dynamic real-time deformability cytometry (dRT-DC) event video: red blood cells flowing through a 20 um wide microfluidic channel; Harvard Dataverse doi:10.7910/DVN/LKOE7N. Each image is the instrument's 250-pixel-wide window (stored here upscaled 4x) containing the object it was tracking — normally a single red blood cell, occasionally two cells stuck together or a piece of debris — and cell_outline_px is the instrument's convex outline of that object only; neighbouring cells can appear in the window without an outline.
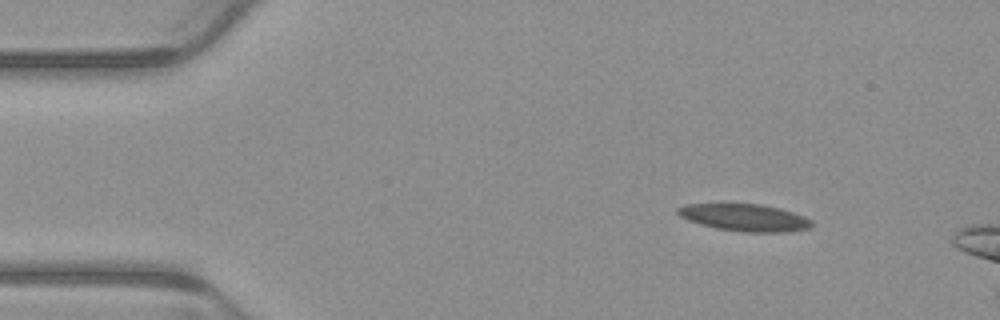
{"species": "common noctule bat (a hibernating species)", "species_latin": "Nyctalus noctula", "temperature_condition": "warm", "stored_images_in_passage": 5, "camera_frame_rate_fps": 3000, "um_per_image_px": 0.085, "animal": {"sex": "male", "body_mass_g": 23.1, "forearm_length_mm": 52.7}, "frame": {"image": 1, "passage_image": 1, "time_ms": 0.0, "image_size_px": [1000, 320], "cell_outline_px": [[816, 224], [812, 228], [788, 232], [740, 232], [716, 228], [700, 224], [688, 220], [680, 216], [676, 212], [676, 208], [684, 204], [720, 200], [728, 200], [760, 204], [780, 208], [804, 216], [812, 220]], "centroid_in_image_um": [63.23, 18.43], "position_along_channel_um": 21.8, "area_um2": 22.66}}
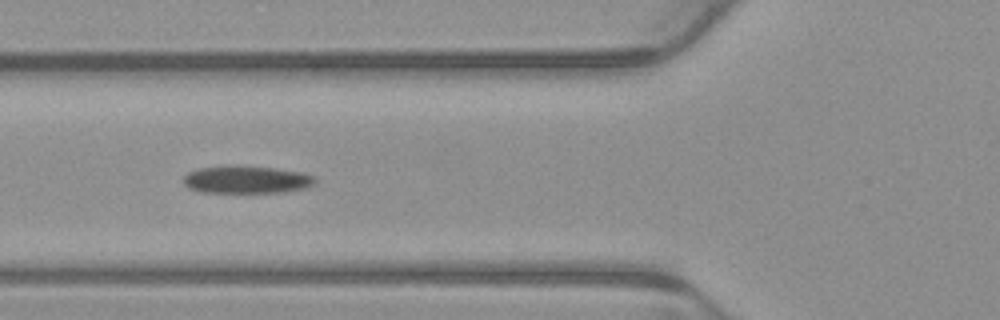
{"frame": {"image": 2, "passage_image": 4, "time_ms": 1.0, "image_size_px": [1000, 320], "cell_outline_px": [[316, 184], [308, 188], [288, 192], [200, 192], [188, 188], [184, 184], [184, 176], [188, 172], [200, 168], [228, 164], [276, 168], [304, 172], [316, 176]], "centroid_in_image_um": [21.01, 15.25], "position_along_channel_um": 104.8, "area_um2": 21.73}}
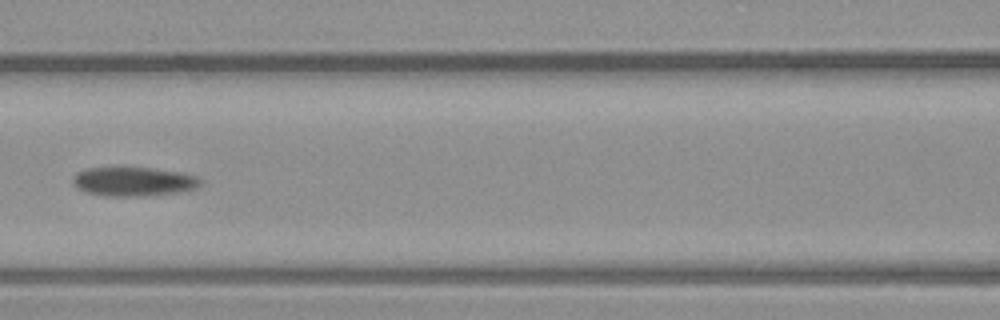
{"frame": {"image": 3, "passage_image": 5, "time_ms": 1.333, "image_size_px": [1000, 320], "cell_outline_px": [[204, 180], [196, 188], [180, 192], [144, 196], [104, 196], [84, 192], [76, 188], [72, 180], [72, 176], [76, 172], [88, 168], [148, 168], [180, 172], [200, 176]], "centroid_in_image_um": [11.36, 15.44], "position_along_channel_um": 155.2, "area_um2": 21.85}}